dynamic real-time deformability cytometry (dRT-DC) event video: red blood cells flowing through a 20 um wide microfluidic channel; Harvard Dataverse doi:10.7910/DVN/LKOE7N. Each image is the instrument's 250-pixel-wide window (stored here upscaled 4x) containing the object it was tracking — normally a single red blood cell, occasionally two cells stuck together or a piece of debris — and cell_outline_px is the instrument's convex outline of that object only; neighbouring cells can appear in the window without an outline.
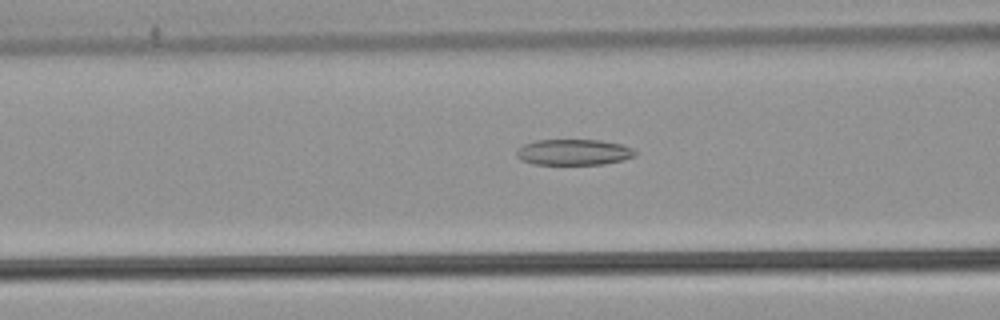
{"species": "common noctule bat (a hibernating species)", "species_latin": "Nyctalus noctula", "temperature_condition": "warm", "stored_images_in_passage": 43, "camera_frame_rate_fps": 3000, "um_per_image_px": 0.085, "animal": {"sex": "male", "body_mass_g": 21.5, "forearm_length_mm": 52.0}, "frame": {"image": 1, "passage_image": 11, "time_ms": 3.333, "image_size_px": [1000, 320], "cell_outline_px": [[636, 156], [624, 160], [604, 164], [532, 164], [520, 160], [516, 156], [516, 152], [524, 144], [536, 140], [600, 140], [620, 144], [632, 148], [636, 152]], "centroid_in_image_um": [48.77, 12.94], "position_along_channel_um": 117.8, "area_um2": 17.92}}
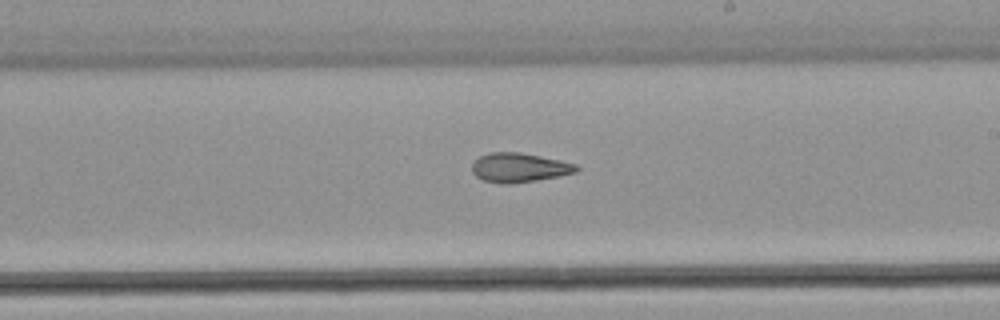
{"frame": {"image": 2, "passage_image": 21, "time_ms": 6.667, "image_size_px": [1000, 320], "cell_outline_px": [[580, 168], [576, 172], [560, 176], [536, 180], [508, 184], [504, 184], [484, 180], [476, 176], [472, 172], [472, 164], [480, 156], [488, 152], [520, 152], [560, 160], [576, 164]], "centroid_in_image_um": [44.14, 14.24], "position_along_channel_um": 244.9, "area_um2": 17.74}}
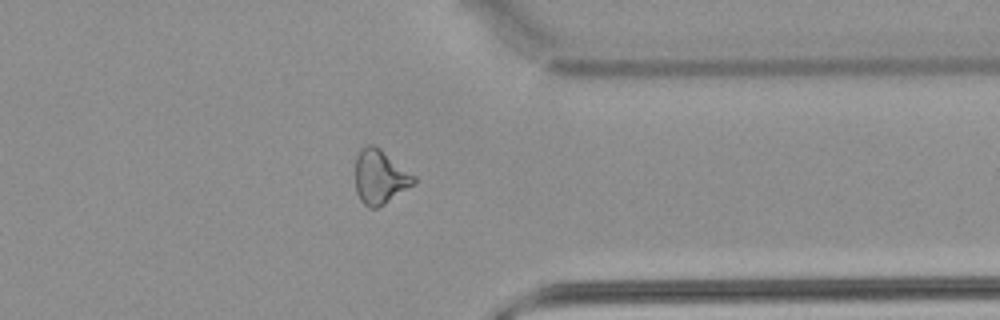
{"frame": {"image": 3, "passage_image": 32, "time_ms": 10.333, "image_size_px": [1000, 320], "cell_outline_px": [[416, 184], [384, 204], [376, 208], [368, 208], [360, 200], [356, 192], [356, 156], [360, 148], [368, 144], [372, 144], [380, 148], [416, 176]], "centroid_in_image_um": [32.31, 15.03], "position_along_channel_um": 379.1, "area_um2": 18.67}, "authors_computed_cell_mechanics": {"area_um2": 18.6116, "velocity_mm_per_s": 3.8158, "shape_relaxation_time_tau1_ms": null, "shape_relaxation_time_tau2_ms": 2.904, "deformation_change_tau1": null, "deformation_change_tau2": 0.1157}}